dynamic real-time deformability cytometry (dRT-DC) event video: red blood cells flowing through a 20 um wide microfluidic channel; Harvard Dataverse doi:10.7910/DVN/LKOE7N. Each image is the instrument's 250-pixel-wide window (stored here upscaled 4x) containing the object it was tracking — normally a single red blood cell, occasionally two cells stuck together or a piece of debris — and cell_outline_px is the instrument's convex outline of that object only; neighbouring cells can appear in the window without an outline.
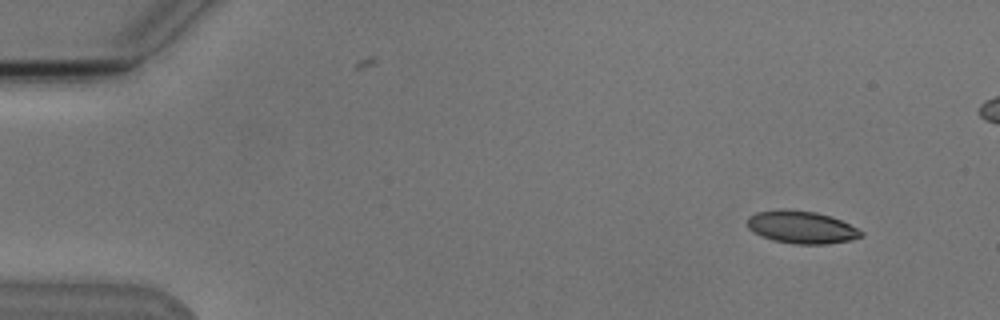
{"species": "Egyptian fruit bat (a non-hibernating species)", "species_latin": "Rousettus aegyptiacus", "temperature_condition": "cold", "stored_images_in_passage": 4, "camera_frame_rate_fps": 3000, "um_per_image_px": 0.085, "animal": {"sex": "male"}, "frame": {"image": 1, "passage_image": 2, "time_ms": 1.0, "image_size_px": [1000, 320], "cell_outline_px": [[864, 236], [852, 240], [828, 244], [792, 244], [772, 240], [760, 236], [748, 228], [748, 216], [756, 212], [784, 208], [816, 212], [832, 216], [864, 232]], "centroid_in_image_um": [68.12, 19.31], "position_along_channel_um": 16.9, "area_um2": 21.85}}